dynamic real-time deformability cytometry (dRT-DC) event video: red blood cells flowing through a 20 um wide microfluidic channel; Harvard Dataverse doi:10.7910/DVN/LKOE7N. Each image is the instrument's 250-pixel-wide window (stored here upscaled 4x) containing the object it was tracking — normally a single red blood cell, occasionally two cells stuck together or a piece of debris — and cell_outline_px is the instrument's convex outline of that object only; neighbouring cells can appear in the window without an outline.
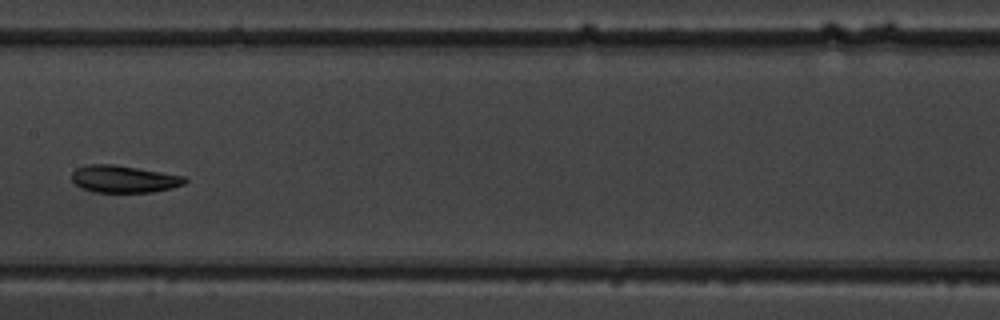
{"species": "common noctule bat (a hibernating species)", "species_latin": "Nyctalus noctula", "temperature_condition": "warm", "stored_images_in_passage": 17, "camera_frame_rate_fps": 3000, "um_per_image_px": 0.085, "animal": {"sex": "male", "body_mass_g": 19.5, "forearm_length_mm": 54.6}, "frame": {"image": 1, "passage_image": 10, "time_ms": 10.333, "image_size_px": [1000, 320], "cell_outline_px": [[188, 180], [184, 184], [152, 192], [92, 192], [80, 188], [72, 180], [72, 172], [76, 168], [88, 164], [116, 164], [184, 176]], "centroid_in_image_um": [10.48, 15.21], "position_along_channel_um": 196.9, "area_um2": 17.92}}
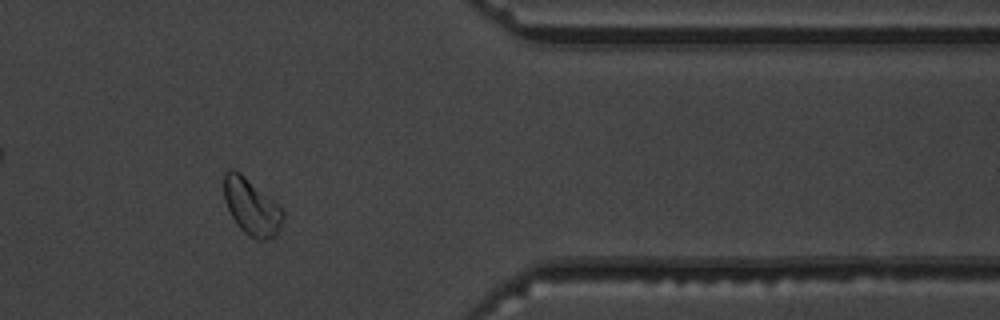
{"frame": {"image": 2, "passage_image": 15, "time_ms": 16.0, "image_size_px": [1000, 320], "cell_outline_px": [[284, 216], [280, 228], [276, 236], [264, 240], [256, 240], [248, 236], [236, 224], [224, 200], [224, 172], [228, 168], [232, 168], [240, 172], [272, 200], [284, 212]], "centroid_in_image_um": [21.35, 17.59], "position_along_channel_um": 390.0, "area_um2": 19.25}}
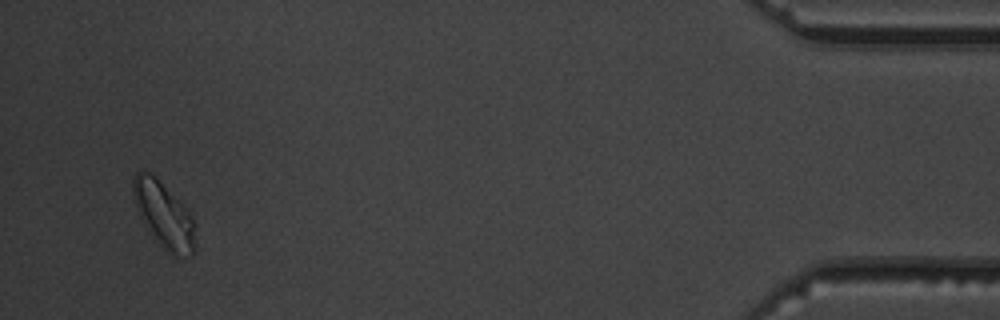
{"frame": {"image": 3, "passage_image": 17, "time_ms": 18.333, "image_size_px": [1000, 320], "cell_outline_px": [[196, 252], [192, 256], [168, 256], [148, 232], [136, 208], [132, 192], [132, 180], [136, 172], [144, 168], [188, 212], [196, 224]], "centroid_in_image_um": [13.93, 18.39], "position_along_channel_um": 421.3, "area_um2": 23.93}, "authors_computed_cell_mechanics": {"area_um2": 19.5942, "velocity_mm_per_s": 3.6976, "shape_relaxation_time_tau1_ms": 2.6917, "shape_relaxation_time_tau2_ms": 2.7897, "deformation_change_tau1": 0.0934, "deformation_change_tau2": 0.0507}}